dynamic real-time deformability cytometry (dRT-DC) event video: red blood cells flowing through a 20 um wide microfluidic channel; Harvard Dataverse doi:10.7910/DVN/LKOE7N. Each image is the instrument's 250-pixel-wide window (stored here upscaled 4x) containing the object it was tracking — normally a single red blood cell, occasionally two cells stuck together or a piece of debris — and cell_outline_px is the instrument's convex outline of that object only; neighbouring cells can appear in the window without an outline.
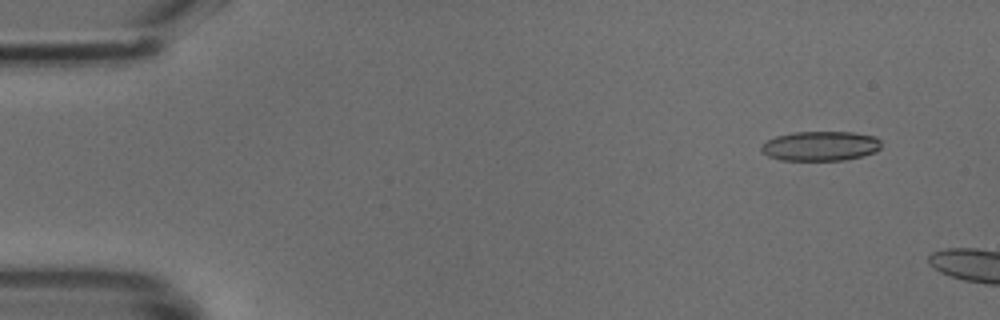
{"species": "common noctule bat (a hibernating species)", "species_latin": "Nyctalus noctula", "temperature_condition": "cold", "stored_images_in_passage": 8, "camera_frame_rate_fps": 3000, "um_per_image_px": 0.085, "animal": {"sex": "male", "body_mass_g": 18.8}, "frame": {"image": 1, "passage_image": 4, "time_ms": 1.0, "image_size_px": [1000, 320], "cell_outline_px": [[880, 148], [876, 152], [844, 160], [780, 160], [768, 156], [760, 148], [760, 144], [776, 136], [792, 132], [852, 132], [876, 136], [880, 140]], "centroid_in_image_um": [69.73, 12.4], "position_along_channel_um": 15.3, "area_um2": 20.75}}